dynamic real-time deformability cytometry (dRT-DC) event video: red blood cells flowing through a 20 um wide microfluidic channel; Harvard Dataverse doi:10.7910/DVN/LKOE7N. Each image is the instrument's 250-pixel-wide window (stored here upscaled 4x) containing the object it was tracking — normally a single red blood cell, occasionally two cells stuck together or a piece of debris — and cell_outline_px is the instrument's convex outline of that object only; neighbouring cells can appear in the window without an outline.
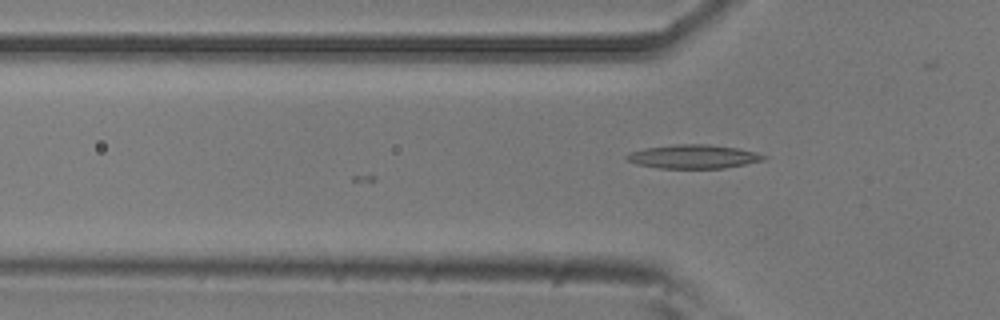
{"species": "common noctule bat (a hibernating species)", "species_latin": "Nyctalus noctula", "temperature_condition": "room temperature", "stored_images_in_passage": 2, "camera_frame_rate_fps": 3000, "um_per_image_px": 0.085, "animal": {"sex": "male", "body_mass_g": 20.5, "forearm_length_mm": 52.5}, "frame": {"image": 1, "passage_image": 2, "time_ms": 0.333, "image_size_px": [1000, 320], "cell_outline_px": [[768, 156], [764, 160], [724, 168], [660, 168], [636, 164], [628, 160], [624, 156], [628, 152], [644, 148], [676, 144], [708, 144], [736, 148], [756, 152]], "centroid_in_image_um": [58.91, 13.3], "position_along_channel_um": 66.9, "area_um2": 18.96}}